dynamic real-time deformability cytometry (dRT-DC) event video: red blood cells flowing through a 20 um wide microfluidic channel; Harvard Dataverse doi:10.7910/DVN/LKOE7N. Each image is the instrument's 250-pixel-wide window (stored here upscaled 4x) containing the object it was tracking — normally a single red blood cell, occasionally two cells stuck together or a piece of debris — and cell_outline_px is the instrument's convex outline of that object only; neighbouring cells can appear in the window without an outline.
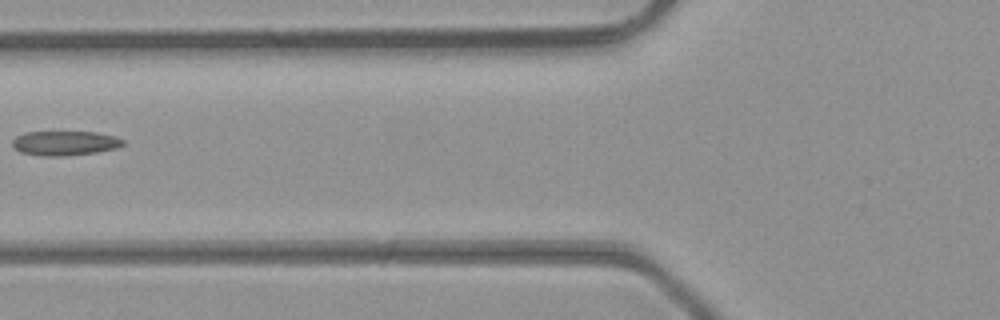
{"species": "common noctule bat (a hibernating species)", "species_latin": "Nyctalus noctula", "temperature_condition": "room temperature", "stored_images_in_passage": 5, "camera_frame_rate_fps": 3000, "um_per_image_px": 0.085, "animal": {"sex": "male", "body_mass_g": 23.1, "forearm_length_mm": 52.7}, "frame": {"image": 1, "passage_image": 5, "time_ms": 1.333, "image_size_px": [1000, 320], "cell_outline_px": [[124, 144], [116, 148], [96, 152], [64, 156], [40, 156], [20, 152], [12, 144], [12, 140], [16, 136], [24, 132], [96, 132], [116, 136], [124, 140]], "centroid_in_image_um": [5.51, 12.16], "position_along_channel_um": 120.3, "area_um2": 15.84}}